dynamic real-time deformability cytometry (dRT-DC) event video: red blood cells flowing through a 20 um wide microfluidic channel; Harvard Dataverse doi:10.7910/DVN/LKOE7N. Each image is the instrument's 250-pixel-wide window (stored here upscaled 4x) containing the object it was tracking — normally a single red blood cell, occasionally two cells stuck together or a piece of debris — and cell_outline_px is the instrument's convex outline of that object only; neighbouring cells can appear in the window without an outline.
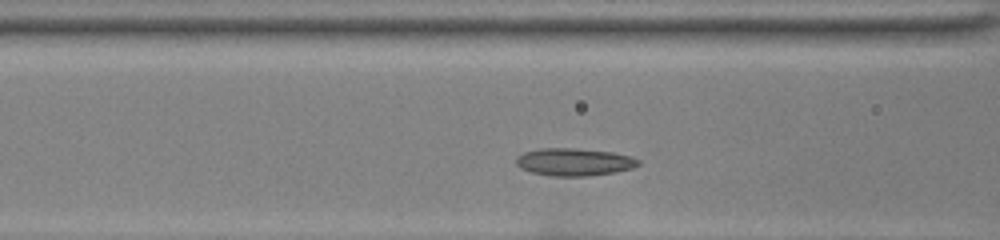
{"species": "common noctule bat (a hibernating species)", "species_latin": "Nyctalus noctula", "temperature_condition": "room temperature", "stored_images_in_passage": 30, "camera_frame_rate_fps": 3000, "um_per_image_px": 0.085, "animal": {"sex": "female", "body_mass_g": 22.0, "forearm_length_mm": 56.7}, "frame": {"image": 1, "passage_image": 7, "time_ms": 2.0, "image_size_px": [1000, 240], "cell_outline_px": [[640, 164], [632, 168], [616, 172], [588, 176], [552, 176], [532, 172], [520, 168], [516, 164], [516, 156], [524, 152], [540, 148], [572, 148], [612, 152], [632, 156], [640, 160]], "centroid_in_image_um": [48.81, 13.77], "position_along_channel_um": 117.8, "area_um2": 19.71}}
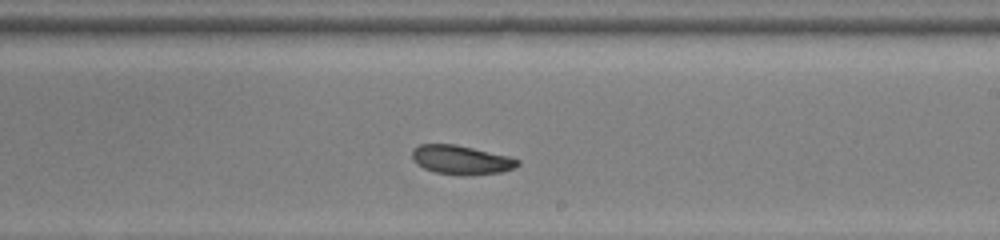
{"frame": {"image": 2, "passage_image": 17, "time_ms": 5.333, "image_size_px": [1000, 240], "cell_outline_px": [[520, 164], [516, 168], [500, 172], [464, 176], [436, 172], [424, 168], [416, 164], [412, 160], [412, 148], [420, 144], [456, 144], [508, 156], [520, 160]], "centroid_in_image_um": [39.19, 13.59], "position_along_channel_um": 249.8, "area_um2": 17.98}}
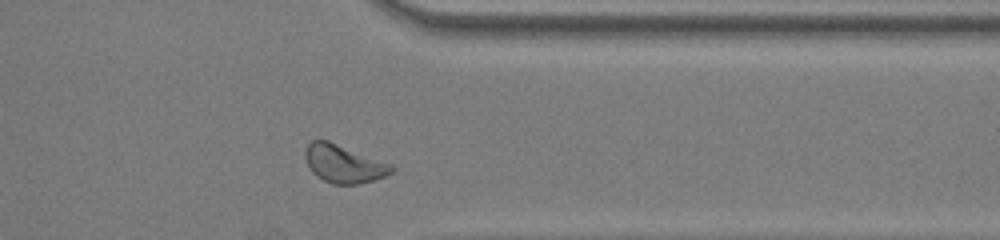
{"frame": {"image": 3, "passage_image": 27, "time_ms": 8.667, "image_size_px": [1000, 240], "cell_outline_px": [[396, 168], [392, 172], [384, 176], [360, 184], [332, 184], [316, 176], [312, 172], [304, 156], [304, 152], [308, 144], [312, 140], [328, 140], [392, 164]], "centroid_in_image_um": [29.21, 13.92], "position_along_channel_um": 382.2, "area_um2": 19.07}, "authors_computed_cell_mechanics": {"area_um2": 18.6983, "velocity_mm_per_s": 3.9731, "shape_relaxation_time_tau1_ms": 3.7, "shape_relaxation_time_tau2_ms": 3.9086, "deformation_change_tau1": 0.0718, "deformation_change_tau2": 0.075}}